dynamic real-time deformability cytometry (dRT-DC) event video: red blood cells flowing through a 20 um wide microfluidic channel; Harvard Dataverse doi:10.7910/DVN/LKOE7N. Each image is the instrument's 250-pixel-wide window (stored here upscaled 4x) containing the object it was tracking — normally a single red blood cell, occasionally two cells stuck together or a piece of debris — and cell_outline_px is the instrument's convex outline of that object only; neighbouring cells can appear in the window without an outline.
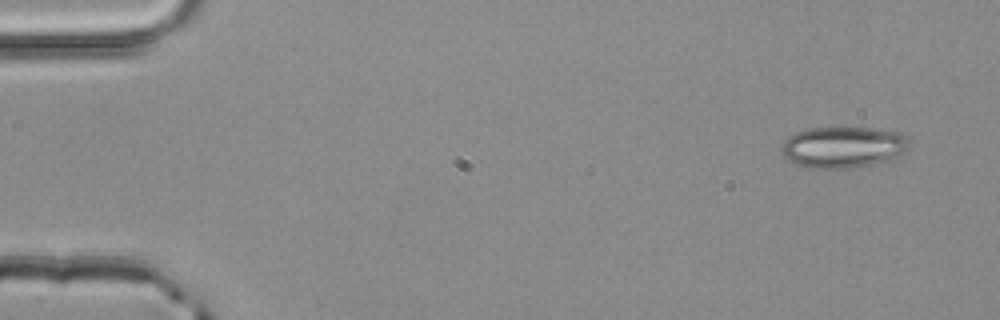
{"species": "common noctule bat (a hibernating species)", "species_latin": "Nyctalus noctula", "temperature_condition": "room temperature", "stored_images_in_passage": 3, "camera_frame_rate_fps": 3000, "um_per_image_px": 0.085, "animal": {"sex": "male", "body_mass_g": 20.4}, "frame": {"image": 1, "passage_image": 1, "time_ms": 0.0, "image_size_px": [1000, 320], "cell_outline_px": [[908, 148], [904, 152], [892, 160], [872, 164], [848, 168], [808, 168], [796, 164], [788, 160], [780, 152], [780, 144], [788, 136], [804, 128], [840, 124], [872, 128], [900, 132], [908, 140]], "centroid_in_image_um": [71.61, 12.45], "position_along_channel_um": 13.4, "area_um2": 31.96}}